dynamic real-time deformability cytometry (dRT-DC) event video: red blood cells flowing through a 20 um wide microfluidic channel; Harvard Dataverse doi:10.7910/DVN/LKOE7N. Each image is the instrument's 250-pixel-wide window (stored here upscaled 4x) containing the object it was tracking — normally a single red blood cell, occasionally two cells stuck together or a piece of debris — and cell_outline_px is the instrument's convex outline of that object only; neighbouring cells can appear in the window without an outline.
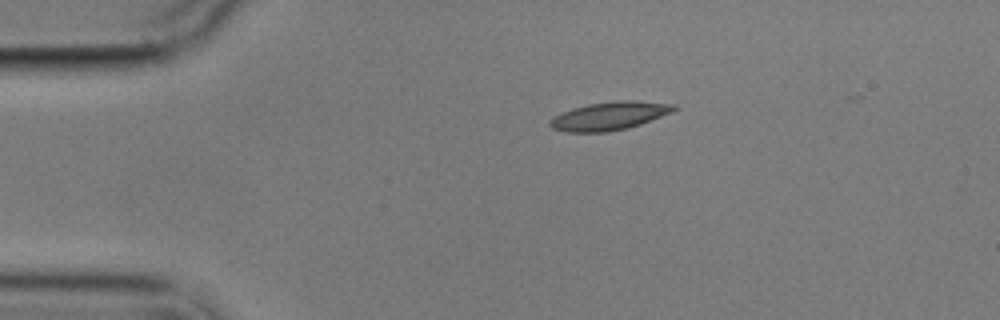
{"species": "common noctule bat (a hibernating species)", "species_latin": "Nyctalus noctula", "temperature_condition": "cold", "stored_images_in_passage": 8, "camera_frame_rate_fps": 3000, "um_per_image_px": 0.085, "animal": {"sex": "male", "body_mass_g": 17.9}, "frame": {"image": 1, "passage_image": 1, "time_ms": 0.0, "image_size_px": [1000, 320], "cell_outline_px": [[676, 108], [672, 112], [640, 124], [628, 128], [608, 132], [568, 132], [552, 128], [548, 124], [548, 120], [572, 108], [588, 104], [616, 100], [632, 100], [676, 104]], "centroid_in_image_um": [51.8, 9.85], "position_along_channel_um": 33.2, "area_um2": 20.35}}
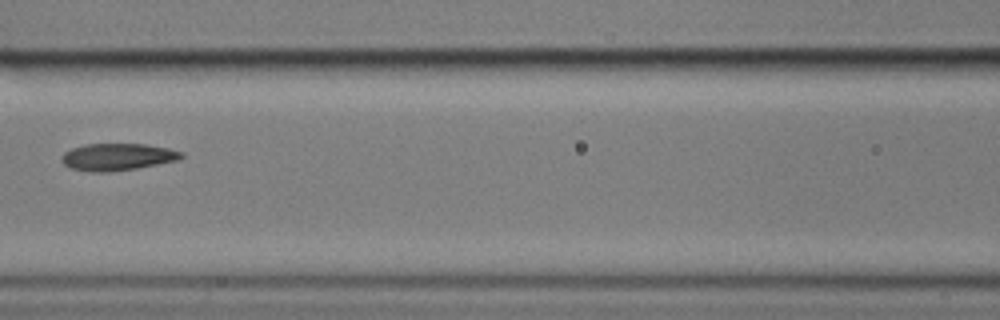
{"frame": {"image": 2, "passage_image": 5, "time_ms": 4.667, "image_size_px": [1000, 320], "cell_outline_px": [[184, 156], [180, 160], [136, 168], [108, 172], [92, 172], [72, 168], [64, 164], [60, 160], [64, 152], [72, 148], [84, 144], [144, 144], [168, 148], [184, 152]], "centroid_in_image_um": [10.0, 13.33], "position_along_channel_um": 156.6, "area_um2": 18.9}}
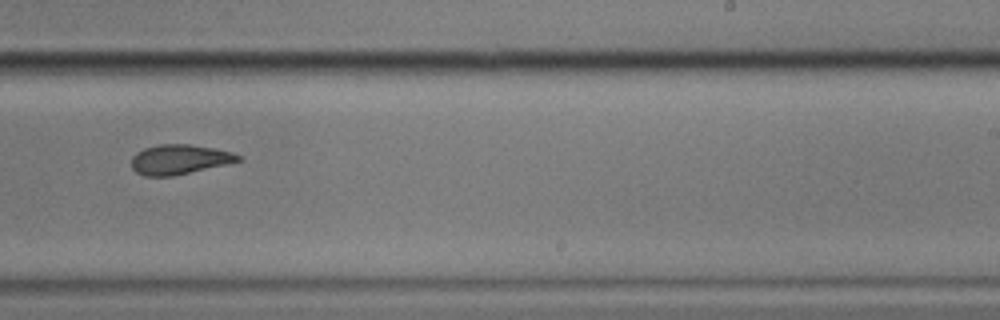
{"frame": {"image": 3, "passage_image": 8, "time_ms": 8.0, "image_size_px": [1000, 320], "cell_outline_px": [[244, 160], [172, 176], [144, 176], [136, 172], [132, 168], [132, 156], [136, 152], [144, 148], [160, 144], [188, 144], [216, 148], [232, 152], [244, 156]], "centroid_in_image_um": [15.28, 13.54], "position_along_channel_um": 273.7, "area_um2": 18.61}}